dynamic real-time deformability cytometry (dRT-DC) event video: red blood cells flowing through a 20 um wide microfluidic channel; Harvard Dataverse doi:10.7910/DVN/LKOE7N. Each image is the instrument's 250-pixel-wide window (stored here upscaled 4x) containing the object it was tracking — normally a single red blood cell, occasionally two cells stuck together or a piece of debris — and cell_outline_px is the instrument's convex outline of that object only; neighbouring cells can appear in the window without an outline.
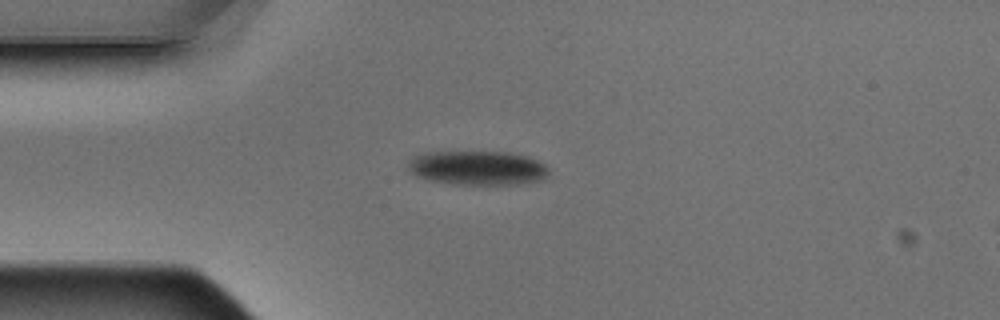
{"species": "Egyptian fruit bat (a non-hibernating species)", "species_latin": "Rousettus aegyptiacus", "temperature_condition": "warm", "stored_images_in_passage": 12, "camera_frame_rate_fps": 3000, "um_per_image_px": 0.085, "animal": {"sex": "male"}, "frame": {"image": 1, "passage_image": 1, "time_ms": 0.0, "image_size_px": [1000, 320], "cell_outline_px": [[548, 176], [544, 180], [520, 184], [452, 184], [428, 180], [416, 176], [404, 168], [408, 160], [424, 152], [508, 152], [524, 156], [536, 160], [544, 164], [548, 168]], "centroid_in_image_um": [40.54, 14.28], "position_along_channel_um": 44.5, "area_um2": 28.32}}
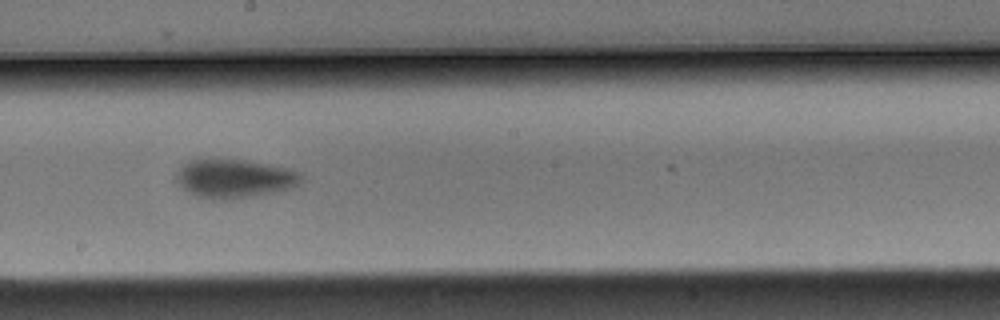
{"frame": {"image": 2, "passage_image": 6, "time_ms": 1.667, "image_size_px": [1000, 320], "cell_outline_px": [[304, 176], [292, 188], [232, 200], [212, 200], [196, 196], [188, 192], [172, 180], [180, 168], [188, 160], [212, 156], [248, 160], [284, 168], [300, 172]], "centroid_in_image_um": [19.81, 15.15], "position_along_channel_um": 228.4, "area_um2": 29.02}}
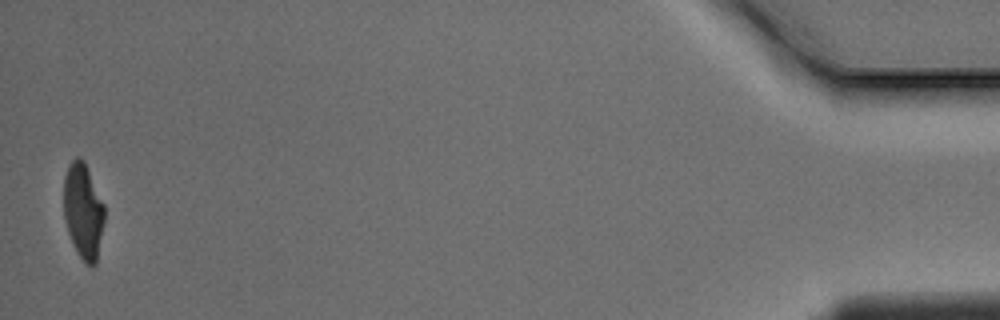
{"frame": {"image": 3, "passage_image": 12, "time_ms": 3.667, "image_size_px": [1000, 320], "cell_outline_px": [[104, 220], [96, 264], [92, 268], [76, 252], [72, 244], [68, 232], [64, 216], [64, 176], [68, 164], [76, 156], [80, 156], [84, 160], [104, 204]], "centroid_in_image_um": [7.06, 17.91], "position_along_channel_um": 428.1, "area_um2": 22.72}}